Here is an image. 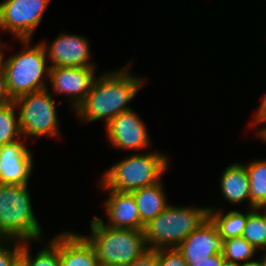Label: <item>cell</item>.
Segmentation results:
<instances>
[{
	"instance_id": "cell-1",
	"label": "cell",
	"mask_w": 266,
	"mask_h": 266,
	"mask_svg": "<svg viewBox=\"0 0 266 266\" xmlns=\"http://www.w3.org/2000/svg\"><path fill=\"white\" fill-rule=\"evenodd\" d=\"M129 68L127 65L95 77L89 93L75 110L77 116L87 122L104 119L107 125L117 115L130 110L127 104L146 82L145 78L133 76Z\"/></svg>"
},
{
	"instance_id": "cell-2",
	"label": "cell",
	"mask_w": 266,
	"mask_h": 266,
	"mask_svg": "<svg viewBox=\"0 0 266 266\" xmlns=\"http://www.w3.org/2000/svg\"><path fill=\"white\" fill-rule=\"evenodd\" d=\"M27 188L28 184L0 183V240L6 243L42 237V229L34 216Z\"/></svg>"
},
{
	"instance_id": "cell-3",
	"label": "cell",
	"mask_w": 266,
	"mask_h": 266,
	"mask_svg": "<svg viewBox=\"0 0 266 266\" xmlns=\"http://www.w3.org/2000/svg\"><path fill=\"white\" fill-rule=\"evenodd\" d=\"M90 226L91 236L84 237L94 247L100 266H127L149 249L143 230L111 228L99 217Z\"/></svg>"
},
{
	"instance_id": "cell-4",
	"label": "cell",
	"mask_w": 266,
	"mask_h": 266,
	"mask_svg": "<svg viewBox=\"0 0 266 266\" xmlns=\"http://www.w3.org/2000/svg\"><path fill=\"white\" fill-rule=\"evenodd\" d=\"M208 217L209 207L168 205L163 212L143 227L148 248L151 250L177 248Z\"/></svg>"
},
{
	"instance_id": "cell-5",
	"label": "cell",
	"mask_w": 266,
	"mask_h": 266,
	"mask_svg": "<svg viewBox=\"0 0 266 266\" xmlns=\"http://www.w3.org/2000/svg\"><path fill=\"white\" fill-rule=\"evenodd\" d=\"M168 162L165 154H132L105 172L100 183L106 190L133 192L161 181Z\"/></svg>"
},
{
	"instance_id": "cell-6",
	"label": "cell",
	"mask_w": 266,
	"mask_h": 266,
	"mask_svg": "<svg viewBox=\"0 0 266 266\" xmlns=\"http://www.w3.org/2000/svg\"><path fill=\"white\" fill-rule=\"evenodd\" d=\"M30 41L21 40L26 50L3 59L2 69L13 99L47 87L43 77L45 74L49 78L50 64L46 65L45 48L42 43L30 47Z\"/></svg>"
},
{
	"instance_id": "cell-7",
	"label": "cell",
	"mask_w": 266,
	"mask_h": 266,
	"mask_svg": "<svg viewBox=\"0 0 266 266\" xmlns=\"http://www.w3.org/2000/svg\"><path fill=\"white\" fill-rule=\"evenodd\" d=\"M14 103L20 109L18 119L22 136L58 137L56 105L48 88L19 96Z\"/></svg>"
},
{
	"instance_id": "cell-8",
	"label": "cell",
	"mask_w": 266,
	"mask_h": 266,
	"mask_svg": "<svg viewBox=\"0 0 266 266\" xmlns=\"http://www.w3.org/2000/svg\"><path fill=\"white\" fill-rule=\"evenodd\" d=\"M50 0H5L0 3V29L20 40L30 39Z\"/></svg>"
},
{
	"instance_id": "cell-9",
	"label": "cell",
	"mask_w": 266,
	"mask_h": 266,
	"mask_svg": "<svg viewBox=\"0 0 266 266\" xmlns=\"http://www.w3.org/2000/svg\"><path fill=\"white\" fill-rule=\"evenodd\" d=\"M95 77L94 67H50L49 80L53 92L71 95L74 110L84 101Z\"/></svg>"
},
{
	"instance_id": "cell-10",
	"label": "cell",
	"mask_w": 266,
	"mask_h": 266,
	"mask_svg": "<svg viewBox=\"0 0 266 266\" xmlns=\"http://www.w3.org/2000/svg\"><path fill=\"white\" fill-rule=\"evenodd\" d=\"M105 127L114 148L139 150L150 145L147 128L132 109L117 115Z\"/></svg>"
},
{
	"instance_id": "cell-11",
	"label": "cell",
	"mask_w": 266,
	"mask_h": 266,
	"mask_svg": "<svg viewBox=\"0 0 266 266\" xmlns=\"http://www.w3.org/2000/svg\"><path fill=\"white\" fill-rule=\"evenodd\" d=\"M41 43L52 63L50 67H95L89 62L90 46L83 36L62 33L49 46Z\"/></svg>"
},
{
	"instance_id": "cell-12",
	"label": "cell",
	"mask_w": 266,
	"mask_h": 266,
	"mask_svg": "<svg viewBox=\"0 0 266 266\" xmlns=\"http://www.w3.org/2000/svg\"><path fill=\"white\" fill-rule=\"evenodd\" d=\"M31 151L22 141L0 145V183L8 185L28 184L33 170Z\"/></svg>"
},
{
	"instance_id": "cell-13",
	"label": "cell",
	"mask_w": 266,
	"mask_h": 266,
	"mask_svg": "<svg viewBox=\"0 0 266 266\" xmlns=\"http://www.w3.org/2000/svg\"><path fill=\"white\" fill-rule=\"evenodd\" d=\"M223 246L224 240L219 236L217 226L208 217L177 248L186 262H202L222 254Z\"/></svg>"
},
{
	"instance_id": "cell-14",
	"label": "cell",
	"mask_w": 266,
	"mask_h": 266,
	"mask_svg": "<svg viewBox=\"0 0 266 266\" xmlns=\"http://www.w3.org/2000/svg\"><path fill=\"white\" fill-rule=\"evenodd\" d=\"M109 192V197L104 204L109 223L105 225L117 229L143 230L144 224L140 220L133 194L113 190Z\"/></svg>"
},
{
	"instance_id": "cell-15",
	"label": "cell",
	"mask_w": 266,
	"mask_h": 266,
	"mask_svg": "<svg viewBox=\"0 0 266 266\" xmlns=\"http://www.w3.org/2000/svg\"><path fill=\"white\" fill-rule=\"evenodd\" d=\"M60 266H100L94 247L74 232L59 234Z\"/></svg>"
},
{
	"instance_id": "cell-16",
	"label": "cell",
	"mask_w": 266,
	"mask_h": 266,
	"mask_svg": "<svg viewBox=\"0 0 266 266\" xmlns=\"http://www.w3.org/2000/svg\"><path fill=\"white\" fill-rule=\"evenodd\" d=\"M221 176V192L224 198L232 204L248 200L250 207V183L246 166L239 163L231 164Z\"/></svg>"
},
{
	"instance_id": "cell-17",
	"label": "cell",
	"mask_w": 266,
	"mask_h": 266,
	"mask_svg": "<svg viewBox=\"0 0 266 266\" xmlns=\"http://www.w3.org/2000/svg\"><path fill=\"white\" fill-rule=\"evenodd\" d=\"M161 183L159 181L154 185L131 192L137 204L140 220L144 225L157 217L169 205L166 203Z\"/></svg>"
},
{
	"instance_id": "cell-18",
	"label": "cell",
	"mask_w": 266,
	"mask_h": 266,
	"mask_svg": "<svg viewBox=\"0 0 266 266\" xmlns=\"http://www.w3.org/2000/svg\"><path fill=\"white\" fill-rule=\"evenodd\" d=\"M209 218L217 226L219 236L225 241L230 238L241 237L248 219V212L245 214L239 211H230L222 214L215 208H209Z\"/></svg>"
},
{
	"instance_id": "cell-19",
	"label": "cell",
	"mask_w": 266,
	"mask_h": 266,
	"mask_svg": "<svg viewBox=\"0 0 266 266\" xmlns=\"http://www.w3.org/2000/svg\"><path fill=\"white\" fill-rule=\"evenodd\" d=\"M250 183V209L266 207V160L245 165Z\"/></svg>"
},
{
	"instance_id": "cell-20",
	"label": "cell",
	"mask_w": 266,
	"mask_h": 266,
	"mask_svg": "<svg viewBox=\"0 0 266 266\" xmlns=\"http://www.w3.org/2000/svg\"><path fill=\"white\" fill-rule=\"evenodd\" d=\"M258 210L259 208H251L248 211V219L242 237L256 250L260 248L266 252V207L262 208L263 213Z\"/></svg>"
},
{
	"instance_id": "cell-21",
	"label": "cell",
	"mask_w": 266,
	"mask_h": 266,
	"mask_svg": "<svg viewBox=\"0 0 266 266\" xmlns=\"http://www.w3.org/2000/svg\"><path fill=\"white\" fill-rule=\"evenodd\" d=\"M27 243L28 241H25L21 244V266H60L59 234L34 258L30 255L31 251H29Z\"/></svg>"
},
{
	"instance_id": "cell-22",
	"label": "cell",
	"mask_w": 266,
	"mask_h": 266,
	"mask_svg": "<svg viewBox=\"0 0 266 266\" xmlns=\"http://www.w3.org/2000/svg\"><path fill=\"white\" fill-rule=\"evenodd\" d=\"M15 109L17 108L14 101L0 105V145L19 140L22 136Z\"/></svg>"
},
{
	"instance_id": "cell-23",
	"label": "cell",
	"mask_w": 266,
	"mask_h": 266,
	"mask_svg": "<svg viewBox=\"0 0 266 266\" xmlns=\"http://www.w3.org/2000/svg\"><path fill=\"white\" fill-rule=\"evenodd\" d=\"M256 249L242 236L230 238L224 241L223 257L230 262H247L250 261ZM246 260V261H245Z\"/></svg>"
},
{
	"instance_id": "cell-24",
	"label": "cell",
	"mask_w": 266,
	"mask_h": 266,
	"mask_svg": "<svg viewBox=\"0 0 266 266\" xmlns=\"http://www.w3.org/2000/svg\"><path fill=\"white\" fill-rule=\"evenodd\" d=\"M0 266H21V241L14 240V246L9 247L0 240ZM4 245V246H3Z\"/></svg>"
},
{
	"instance_id": "cell-25",
	"label": "cell",
	"mask_w": 266,
	"mask_h": 266,
	"mask_svg": "<svg viewBox=\"0 0 266 266\" xmlns=\"http://www.w3.org/2000/svg\"><path fill=\"white\" fill-rule=\"evenodd\" d=\"M157 266H188L183 254L178 248H163L157 250Z\"/></svg>"
},
{
	"instance_id": "cell-26",
	"label": "cell",
	"mask_w": 266,
	"mask_h": 266,
	"mask_svg": "<svg viewBox=\"0 0 266 266\" xmlns=\"http://www.w3.org/2000/svg\"><path fill=\"white\" fill-rule=\"evenodd\" d=\"M127 266H157V250L148 249Z\"/></svg>"
},
{
	"instance_id": "cell-27",
	"label": "cell",
	"mask_w": 266,
	"mask_h": 266,
	"mask_svg": "<svg viewBox=\"0 0 266 266\" xmlns=\"http://www.w3.org/2000/svg\"><path fill=\"white\" fill-rule=\"evenodd\" d=\"M14 101V99L11 97L8 86H7V80L5 73L3 69L0 70V105L7 104Z\"/></svg>"
},
{
	"instance_id": "cell-28",
	"label": "cell",
	"mask_w": 266,
	"mask_h": 266,
	"mask_svg": "<svg viewBox=\"0 0 266 266\" xmlns=\"http://www.w3.org/2000/svg\"><path fill=\"white\" fill-rule=\"evenodd\" d=\"M257 115L255 116L254 123L252 125H258L261 123H266V94L263 97V100L259 106V110L256 113ZM266 130L265 128H262L261 130H258V137Z\"/></svg>"
},
{
	"instance_id": "cell-29",
	"label": "cell",
	"mask_w": 266,
	"mask_h": 266,
	"mask_svg": "<svg viewBox=\"0 0 266 266\" xmlns=\"http://www.w3.org/2000/svg\"><path fill=\"white\" fill-rule=\"evenodd\" d=\"M224 260L223 254H215L207 261L202 262H187L188 266H221Z\"/></svg>"
},
{
	"instance_id": "cell-30",
	"label": "cell",
	"mask_w": 266,
	"mask_h": 266,
	"mask_svg": "<svg viewBox=\"0 0 266 266\" xmlns=\"http://www.w3.org/2000/svg\"><path fill=\"white\" fill-rule=\"evenodd\" d=\"M241 266H262V259L260 260H250L247 262L241 263Z\"/></svg>"
},
{
	"instance_id": "cell-31",
	"label": "cell",
	"mask_w": 266,
	"mask_h": 266,
	"mask_svg": "<svg viewBox=\"0 0 266 266\" xmlns=\"http://www.w3.org/2000/svg\"><path fill=\"white\" fill-rule=\"evenodd\" d=\"M221 266H241V263L230 262L224 259Z\"/></svg>"
},
{
	"instance_id": "cell-32",
	"label": "cell",
	"mask_w": 266,
	"mask_h": 266,
	"mask_svg": "<svg viewBox=\"0 0 266 266\" xmlns=\"http://www.w3.org/2000/svg\"><path fill=\"white\" fill-rule=\"evenodd\" d=\"M3 59H4L3 50L2 51L0 50V70L2 69Z\"/></svg>"
},
{
	"instance_id": "cell-33",
	"label": "cell",
	"mask_w": 266,
	"mask_h": 266,
	"mask_svg": "<svg viewBox=\"0 0 266 266\" xmlns=\"http://www.w3.org/2000/svg\"><path fill=\"white\" fill-rule=\"evenodd\" d=\"M262 266H266V253L262 257Z\"/></svg>"
},
{
	"instance_id": "cell-34",
	"label": "cell",
	"mask_w": 266,
	"mask_h": 266,
	"mask_svg": "<svg viewBox=\"0 0 266 266\" xmlns=\"http://www.w3.org/2000/svg\"><path fill=\"white\" fill-rule=\"evenodd\" d=\"M260 139H263L266 142V130L259 136Z\"/></svg>"
},
{
	"instance_id": "cell-35",
	"label": "cell",
	"mask_w": 266,
	"mask_h": 266,
	"mask_svg": "<svg viewBox=\"0 0 266 266\" xmlns=\"http://www.w3.org/2000/svg\"><path fill=\"white\" fill-rule=\"evenodd\" d=\"M106 266H126V265H106Z\"/></svg>"
}]
</instances>
